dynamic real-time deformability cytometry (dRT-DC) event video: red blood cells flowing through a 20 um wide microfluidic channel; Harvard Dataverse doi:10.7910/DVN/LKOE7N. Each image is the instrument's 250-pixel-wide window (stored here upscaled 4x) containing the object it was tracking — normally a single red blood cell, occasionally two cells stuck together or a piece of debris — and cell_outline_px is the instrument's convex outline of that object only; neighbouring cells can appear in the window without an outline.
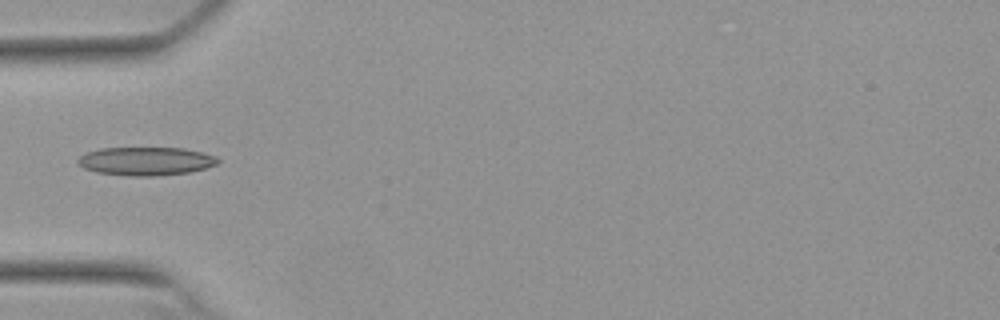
{"species": "Egyptian fruit bat (a non-hibernating species)", "species_latin": "Rousettus aegyptiacus", "temperature_condition": "warm", "stored_images_in_passage": 37, "camera_frame_rate_fps": 3000, "um_per_image_px": 0.085, "animal": {"sex": "female"}, "frame": {"image": 1, "passage_image": 1, "time_ms": 0.0, "image_size_px": [1000, 320], "cell_outline_px": [[220, 160], [216, 164], [204, 168], [188, 172], [152, 176], [132, 176], [96, 172], [84, 168], [76, 160], [80, 156], [88, 152], [100, 148], [184, 148], [204, 152], [216, 156]], "centroid_in_image_um": [12.41, 13.69], "position_along_channel_um": 72.6, "area_um2": 23.0}}
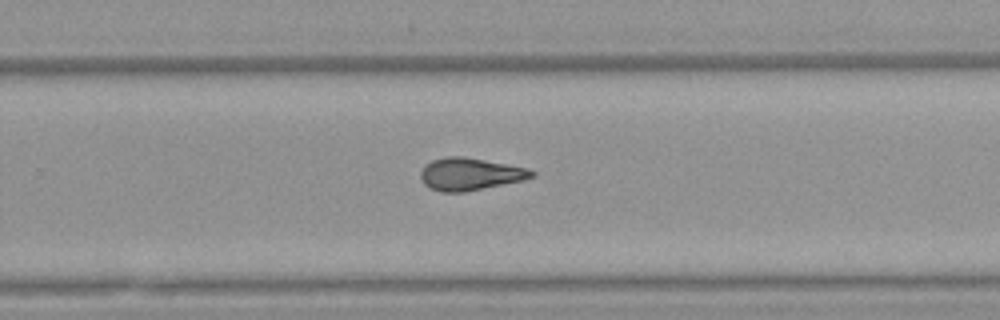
{"frame": {"image": 2, "passage_image": 18, "time_ms": 5.667, "image_size_px": [1000, 320], "cell_outline_px": [[536, 176], [524, 180], [464, 192], [440, 192], [428, 188], [424, 184], [420, 176], [420, 172], [424, 164], [432, 160], [444, 156], [464, 156], [528, 168], [536, 172]], "centroid_in_image_um": [39.93, 14.79], "position_along_channel_um": 289.9, "area_um2": 21.21}}
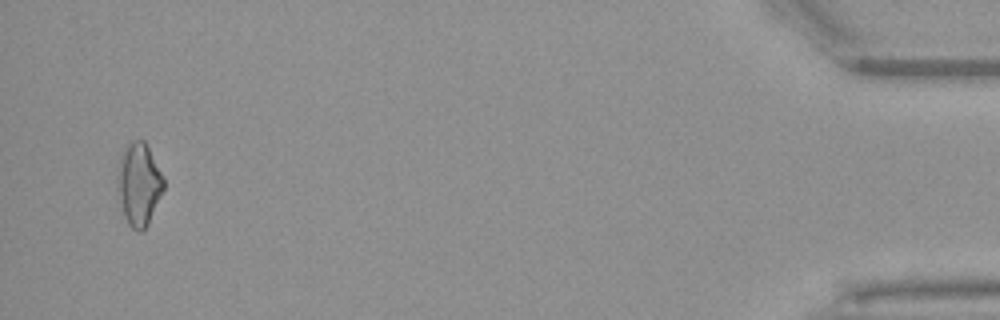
{"frame": {"image": 3, "passage_image": 35, "time_ms": 11.333, "image_size_px": [1000, 320], "cell_outline_px": [[164, 188], [148, 224], [140, 232], [132, 228], [128, 224], [124, 216], [116, 188], [116, 176], [120, 156], [124, 148], [132, 140], [144, 140], [164, 176]], "centroid_in_image_um": [11.78, 15.64], "position_along_channel_um": 423.4, "area_um2": 22.37}}